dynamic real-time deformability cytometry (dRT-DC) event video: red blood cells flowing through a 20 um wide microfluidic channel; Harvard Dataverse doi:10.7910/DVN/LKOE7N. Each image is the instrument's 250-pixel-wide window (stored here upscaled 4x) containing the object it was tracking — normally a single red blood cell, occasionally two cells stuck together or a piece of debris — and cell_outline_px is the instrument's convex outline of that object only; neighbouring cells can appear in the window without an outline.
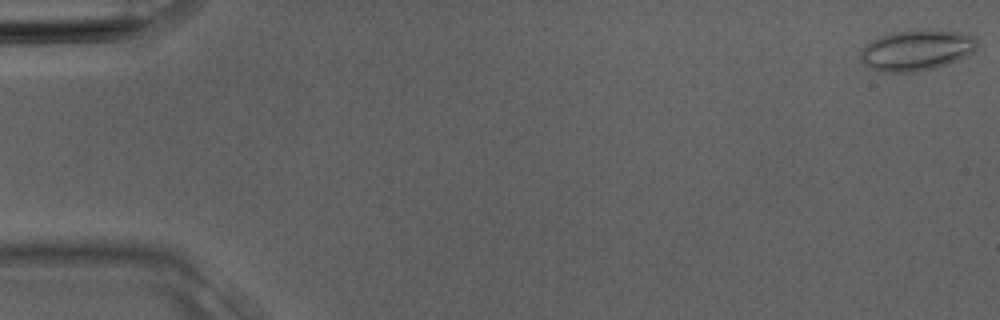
{"species": "Egyptian fruit bat (a non-hibernating species)", "species_latin": "Rousettus aegyptiacus", "temperature_condition": "room temperature", "stored_images_in_passage": 4, "camera_frame_rate_fps": 3000, "um_per_image_px": 0.085, "animal": {"sex": "male"}, "frame": {"image": 1, "passage_image": 1, "time_ms": 0.0, "image_size_px": [1000, 320], "cell_outline_px": [[976, 48], [968, 56], [948, 64], [936, 68], [916, 72], [880, 72], [864, 64], [860, 60], [860, 52], [864, 44], [880, 36], [892, 32], [960, 32], [976, 36]], "centroid_in_image_um": [77.88, 4.31], "position_along_channel_um": 7.1, "area_um2": 27.28}}